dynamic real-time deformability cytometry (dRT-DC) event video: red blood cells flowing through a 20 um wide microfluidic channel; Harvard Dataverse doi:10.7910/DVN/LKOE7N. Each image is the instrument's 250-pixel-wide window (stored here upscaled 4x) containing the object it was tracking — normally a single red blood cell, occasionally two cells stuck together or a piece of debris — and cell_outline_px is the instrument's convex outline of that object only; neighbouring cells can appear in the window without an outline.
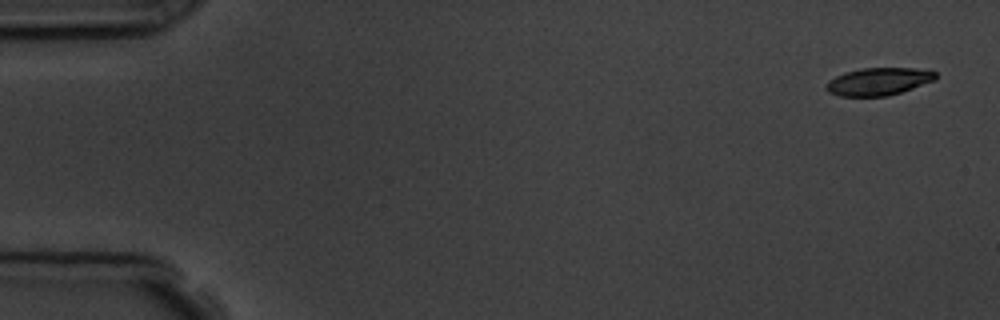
{"species": "common noctule bat (a hibernating species)", "species_latin": "Nyctalus noctula", "temperature_condition": "room temperature", "stored_images_in_passage": 4, "camera_frame_rate_fps": 3000, "um_per_image_px": 0.085, "animal": {"sex": "male", "body_mass_g": 19.5, "forearm_length_mm": 54.6}, "frame": {"image": 1, "passage_image": 1, "time_ms": 0.0, "image_size_px": [1000, 320], "cell_outline_px": [[936, 80], [888, 96], [840, 96], [828, 92], [824, 88], [828, 80], [844, 72], [864, 68], [916, 68], [936, 72]], "centroid_in_image_um": [74.64, 6.93], "position_along_channel_um": 10.4, "area_um2": 17.57}}
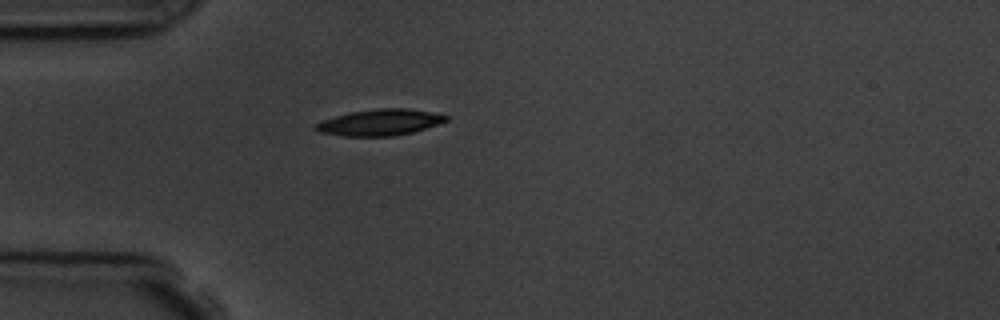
{"frame": {"image": 2, "passage_image": 4, "time_ms": 4.333, "image_size_px": [1000, 320], "cell_outline_px": [[448, 120], [412, 132], [392, 136], [344, 136], [320, 132], [312, 128], [316, 124], [324, 120], [348, 112], [380, 108], [408, 108], [448, 116]], "centroid_in_image_um": [32.24, 10.4], "position_along_channel_um": 52.8, "area_um2": 19.59}}